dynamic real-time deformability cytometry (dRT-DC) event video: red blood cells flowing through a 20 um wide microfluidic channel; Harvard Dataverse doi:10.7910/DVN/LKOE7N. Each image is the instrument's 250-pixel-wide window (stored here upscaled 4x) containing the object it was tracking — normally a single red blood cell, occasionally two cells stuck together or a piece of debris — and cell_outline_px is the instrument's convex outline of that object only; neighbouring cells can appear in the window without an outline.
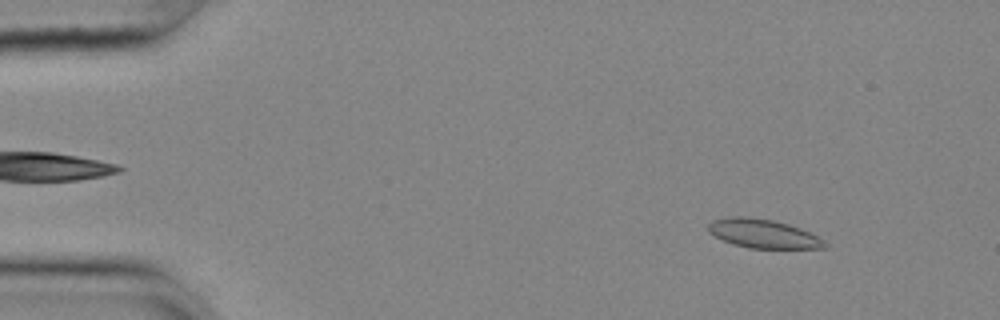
{"species": "common noctule bat (a hibernating species)", "species_latin": "Nyctalus noctula", "temperature_condition": "cold", "stored_images_in_passage": 25, "camera_frame_rate_fps": 3000, "um_per_image_px": 0.085, "animal": {"sex": "female", "body_mass_g": 25.1}, "frame": {"image": 1, "passage_image": 1, "time_ms": 0.0, "image_size_px": [1000, 320], "cell_outline_px": [[828, 248], [748, 248], [732, 244], [708, 232], [708, 224], [712, 220], [728, 216], [748, 216], [772, 220], [788, 224], [800, 228], [824, 240], [828, 244]], "centroid_in_image_um": [64.85, 19.85], "position_along_channel_um": 20.2, "area_um2": 19.59}}
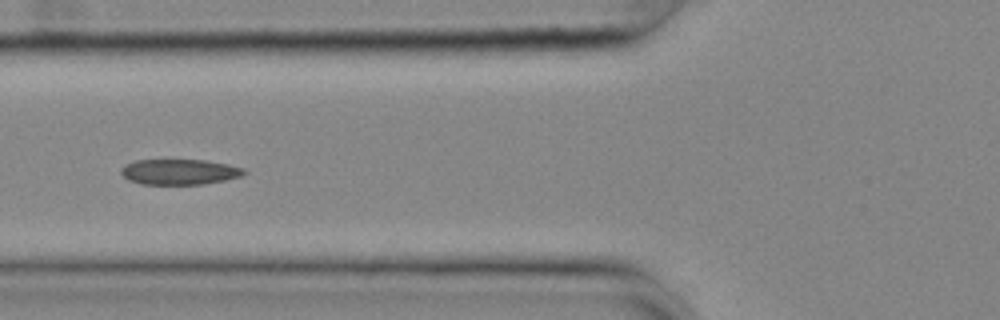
{"frame": {"image": 2, "passage_image": 16, "time_ms": 5.0, "image_size_px": [1000, 320], "cell_outline_px": [[248, 172], [240, 176], [224, 180], [204, 184], [140, 184], [128, 180], [120, 172], [128, 164], [136, 160], [204, 160], [228, 164], [244, 168]], "centroid_in_image_um": [15.29, 14.61], "position_along_channel_um": 110.5, "area_um2": 18.09}}
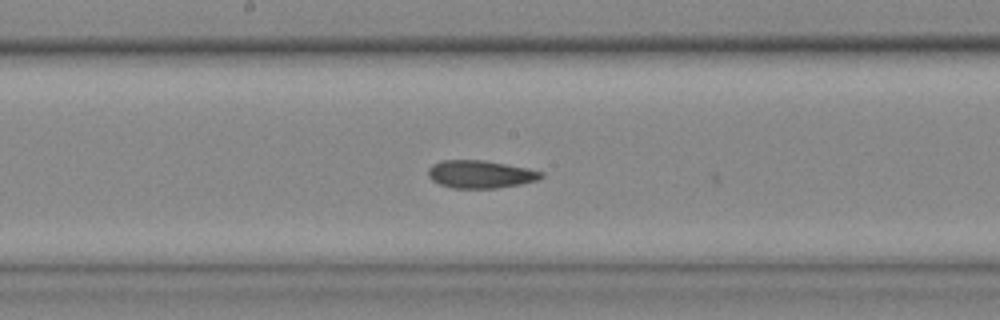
{"frame": {"image": 3, "passage_image": 24, "time_ms": 7.667, "image_size_px": [1000, 320], "cell_outline_px": [[544, 176], [536, 180], [520, 184], [496, 188], [452, 188], [440, 184], [432, 180], [428, 176], [428, 168], [432, 164], [440, 160], [484, 160], [528, 168], [544, 172]], "centroid_in_image_um": [40.82, 14.8], "position_along_channel_um": 207.4, "area_um2": 18.32}}